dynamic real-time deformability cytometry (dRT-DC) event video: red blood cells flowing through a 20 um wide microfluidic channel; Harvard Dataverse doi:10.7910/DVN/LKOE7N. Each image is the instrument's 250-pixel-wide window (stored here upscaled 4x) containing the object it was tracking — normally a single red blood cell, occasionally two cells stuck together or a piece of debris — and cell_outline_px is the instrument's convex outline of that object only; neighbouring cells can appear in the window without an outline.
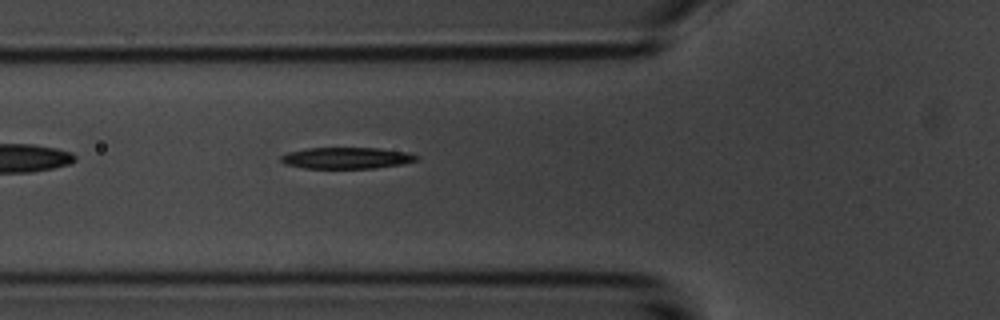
{"species": "common noctule bat (a hibernating species)", "species_latin": "Nyctalus noctula", "temperature_condition": "room temperature", "stored_images_in_passage": 2, "camera_frame_rate_fps": 3000, "um_per_image_px": 0.085, "animal": {"sex": "male", "body_mass_g": 20.1, "forearm_length_mm": 53.5}, "frame": {"image": 1, "passage_image": 2, "time_ms": 1.333, "image_size_px": [1000, 320], "cell_outline_px": [[420, 160], [400, 164], [376, 168], [304, 168], [284, 164], [280, 160], [280, 156], [288, 152], [308, 148], [380, 148], [408, 152], [420, 156]], "centroid_in_image_um": [29.49, 13.43], "position_along_channel_um": 96.3, "area_um2": 16.99}}